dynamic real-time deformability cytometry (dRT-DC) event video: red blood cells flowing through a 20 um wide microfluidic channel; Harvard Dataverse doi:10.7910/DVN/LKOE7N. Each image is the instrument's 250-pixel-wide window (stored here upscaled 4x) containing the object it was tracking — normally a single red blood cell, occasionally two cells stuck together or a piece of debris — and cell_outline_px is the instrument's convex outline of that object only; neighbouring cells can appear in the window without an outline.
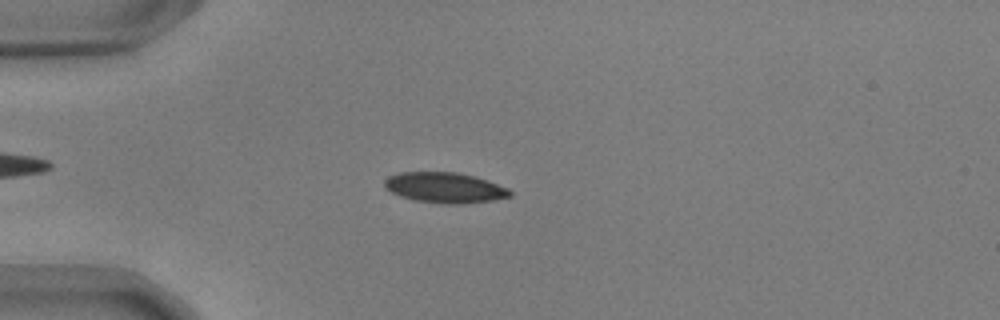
{"species": "common noctule bat (a hibernating species)", "species_latin": "Nyctalus noctula", "temperature_condition": "warm", "stored_images_in_passage": 32, "camera_frame_rate_fps": 3000, "um_per_image_px": 0.085, "animal": {"sex": "male", "body_mass_g": 17.9, "forearm_length_mm": 54.2}, "frame": {"image": 1, "passage_image": 3, "time_ms": 0.667, "image_size_px": [1000, 320], "cell_outline_px": [[512, 196], [492, 200], [464, 204], [444, 204], [412, 200], [400, 196], [384, 188], [384, 180], [388, 176], [400, 172], [456, 172], [476, 176], [488, 180], [508, 188], [512, 192]], "centroid_in_image_um": [37.8, 15.95], "position_along_channel_um": 47.2, "area_um2": 22.54}}
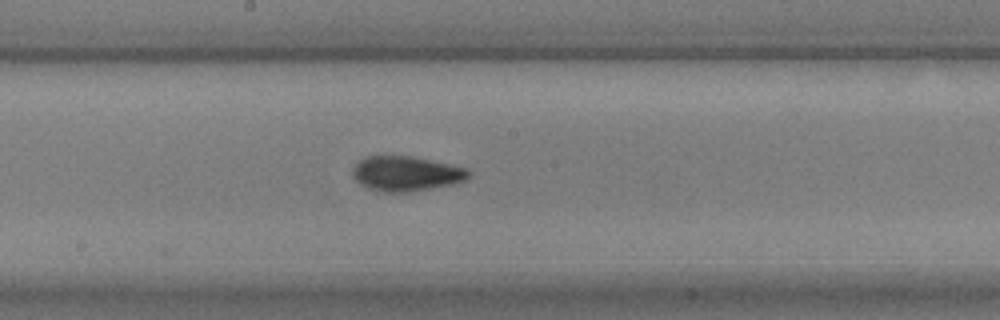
{"frame": {"image": 2, "passage_image": 18, "time_ms": 5.667, "image_size_px": [1000, 320], "cell_outline_px": [[472, 176], [468, 180], [456, 184], [408, 192], [384, 192], [368, 188], [360, 184], [352, 176], [352, 168], [364, 156], [412, 156], [448, 164], [464, 168], [472, 172]], "centroid_in_image_um": [34.54, 14.76], "position_along_channel_um": 213.7, "area_um2": 23.76}}
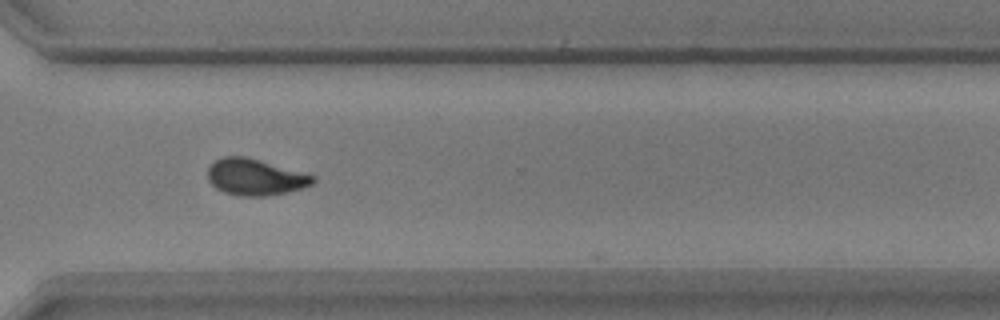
{"frame": {"image": 3, "passage_image": 29, "time_ms": 9.333, "image_size_px": [1000, 320], "cell_outline_px": [[316, 180], [312, 184], [304, 188], [268, 196], [240, 196], [224, 192], [216, 188], [208, 180], [208, 168], [216, 160], [224, 156], [244, 156], [316, 176]], "centroid_in_image_um": [21.7, 15.06], "position_along_channel_um": 348.9, "area_um2": 22.14}}